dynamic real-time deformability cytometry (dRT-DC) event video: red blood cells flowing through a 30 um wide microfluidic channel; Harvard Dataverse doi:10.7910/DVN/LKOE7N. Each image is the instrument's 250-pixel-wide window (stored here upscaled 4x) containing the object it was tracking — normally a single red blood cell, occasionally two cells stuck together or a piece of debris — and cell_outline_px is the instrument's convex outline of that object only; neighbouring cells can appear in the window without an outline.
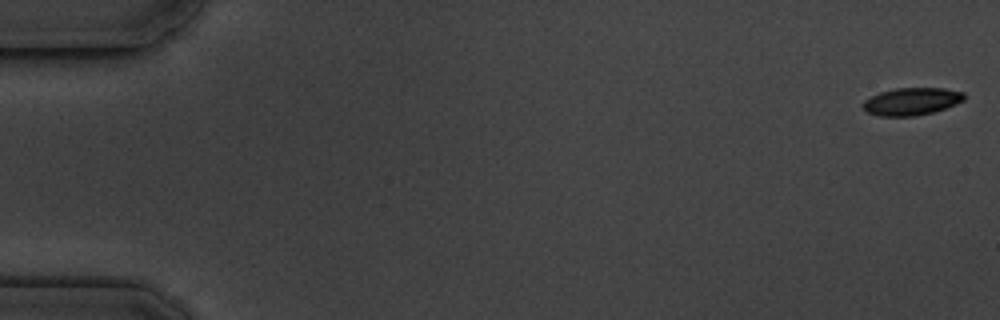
{"species": "common noctule bat (a hibernating species)", "species_latin": "Nyctalus noctula", "temperature_condition": "cold", "stored_images_in_passage": 6, "camera_frame_rate_fps": 3000, "um_per_image_px": 0.085, "animal": {"sex": "male", "body_mass_g": 19.5, "forearm_length_mm": 54.6}, "frame": {"image": 1, "passage_image": 1, "time_ms": 0.0, "image_size_px": [1000, 320], "cell_outline_px": [[964, 100], [956, 104], [932, 112], [916, 116], [880, 116], [868, 112], [860, 104], [864, 100], [880, 92], [896, 88], [944, 88], [964, 92]], "centroid_in_image_um": [77.47, 8.62], "position_along_channel_um": 7.5, "area_um2": 16.13}}